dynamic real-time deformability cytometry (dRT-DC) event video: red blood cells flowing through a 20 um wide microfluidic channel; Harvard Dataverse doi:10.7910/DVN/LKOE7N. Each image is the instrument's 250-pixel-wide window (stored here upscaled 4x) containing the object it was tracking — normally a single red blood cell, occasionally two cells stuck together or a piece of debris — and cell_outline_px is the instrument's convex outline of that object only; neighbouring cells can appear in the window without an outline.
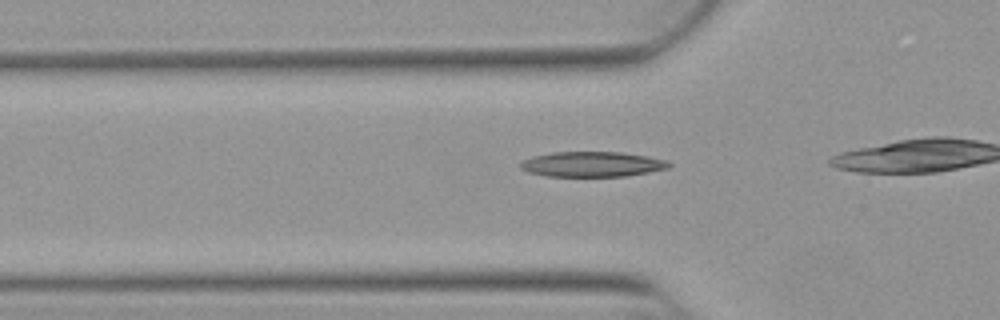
{"species": "Egyptian fruit bat (a non-hibernating species)", "species_latin": "Rousettus aegyptiacus", "temperature_condition": "warm", "stored_images_in_passage": 32, "camera_frame_rate_fps": 3000, "um_per_image_px": 0.085, "animal": {"sex": "female"}, "frame": {"image": 1, "passage_image": 5, "time_ms": 1.333, "image_size_px": [1000, 320], "cell_outline_px": [[672, 164], [668, 168], [648, 172], [624, 176], [548, 176], [528, 172], [520, 168], [520, 160], [532, 156], [552, 152], [624, 152], [648, 156], [668, 160]], "centroid_in_image_um": [50.32, 13.95], "position_along_channel_um": 75.5, "area_um2": 21.91}}
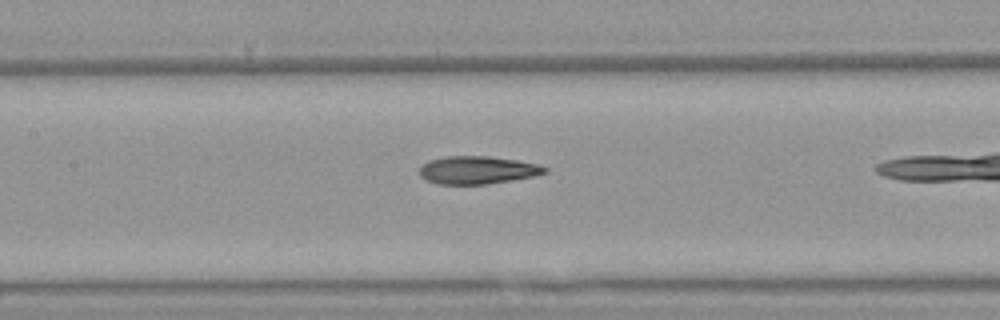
{"frame": {"image": 2, "passage_image": 12, "time_ms": 3.667, "image_size_px": [1000, 320], "cell_outline_px": [[548, 172], [532, 176], [512, 180], [488, 184], [436, 184], [420, 176], [420, 164], [428, 160], [444, 156], [488, 156], [516, 160], [536, 164], [548, 168]], "centroid_in_image_um": [40.54, 14.45], "position_along_channel_um": 166.9, "area_um2": 20.35}}
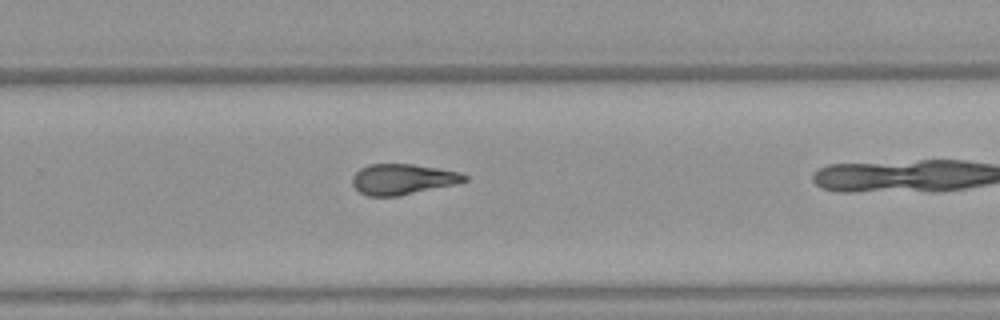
{"frame": {"image": 3, "passage_image": 22, "time_ms": 7.0, "image_size_px": [1000, 320], "cell_outline_px": [[468, 180], [456, 184], [400, 196], [368, 196], [360, 192], [352, 184], [352, 176], [360, 168], [368, 164], [412, 164], [460, 172], [468, 176]], "centroid_in_image_um": [34.23, 15.24], "position_along_channel_um": 295.6, "area_um2": 20.06}, "authors_computed_cell_mechanics": {"area_um2": 20.3745, "velocity_mm_per_s": 3.875, "shape_relaxation_time_tau1_ms": 6.9095, "shape_relaxation_time_tau2_ms": 3.3984, "deformation_change_tau1": 0.2216, "deformation_change_tau2": 0.1344}}